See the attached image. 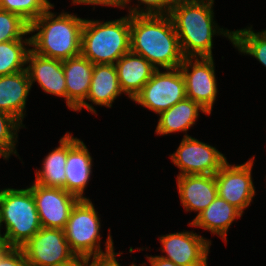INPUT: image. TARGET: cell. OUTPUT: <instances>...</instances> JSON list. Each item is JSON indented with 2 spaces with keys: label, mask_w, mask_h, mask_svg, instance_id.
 Instances as JSON below:
<instances>
[{
  "label": "cell",
  "mask_w": 266,
  "mask_h": 266,
  "mask_svg": "<svg viewBox=\"0 0 266 266\" xmlns=\"http://www.w3.org/2000/svg\"><path fill=\"white\" fill-rule=\"evenodd\" d=\"M130 51L143 56L157 70L182 64L179 38L169 15L130 16Z\"/></svg>",
  "instance_id": "1"
},
{
  "label": "cell",
  "mask_w": 266,
  "mask_h": 266,
  "mask_svg": "<svg viewBox=\"0 0 266 266\" xmlns=\"http://www.w3.org/2000/svg\"><path fill=\"white\" fill-rule=\"evenodd\" d=\"M206 1V2H205ZM214 0H176L169 14L184 57H213L212 37L223 34L233 42V31L215 29ZM221 30V31H220ZM224 30V31H223Z\"/></svg>",
  "instance_id": "2"
},
{
  "label": "cell",
  "mask_w": 266,
  "mask_h": 266,
  "mask_svg": "<svg viewBox=\"0 0 266 266\" xmlns=\"http://www.w3.org/2000/svg\"><path fill=\"white\" fill-rule=\"evenodd\" d=\"M49 8L29 25L31 49L36 54L66 60L81 54V33L85 19L69 13L55 17Z\"/></svg>",
  "instance_id": "3"
},
{
  "label": "cell",
  "mask_w": 266,
  "mask_h": 266,
  "mask_svg": "<svg viewBox=\"0 0 266 266\" xmlns=\"http://www.w3.org/2000/svg\"><path fill=\"white\" fill-rule=\"evenodd\" d=\"M128 52H130V15L104 23L85 19L81 33L83 57L93 64H115Z\"/></svg>",
  "instance_id": "4"
},
{
  "label": "cell",
  "mask_w": 266,
  "mask_h": 266,
  "mask_svg": "<svg viewBox=\"0 0 266 266\" xmlns=\"http://www.w3.org/2000/svg\"><path fill=\"white\" fill-rule=\"evenodd\" d=\"M10 247L20 248L42 227L30 188L0 191V226Z\"/></svg>",
  "instance_id": "5"
},
{
  "label": "cell",
  "mask_w": 266,
  "mask_h": 266,
  "mask_svg": "<svg viewBox=\"0 0 266 266\" xmlns=\"http://www.w3.org/2000/svg\"><path fill=\"white\" fill-rule=\"evenodd\" d=\"M90 199H80L73 206L64 234L77 258L105 254L100 247V221ZM99 241V242H98Z\"/></svg>",
  "instance_id": "6"
},
{
  "label": "cell",
  "mask_w": 266,
  "mask_h": 266,
  "mask_svg": "<svg viewBox=\"0 0 266 266\" xmlns=\"http://www.w3.org/2000/svg\"><path fill=\"white\" fill-rule=\"evenodd\" d=\"M186 98L185 79L179 68L156 70L133 101L155 113L168 110Z\"/></svg>",
  "instance_id": "7"
},
{
  "label": "cell",
  "mask_w": 266,
  "mask_h": 266,
  "mask_svg": "<svg viewBox=\"0 0 266 266\" xmlns=\"http://www.w3.org/2000/svg\"><path fill=\"white\" fill-rule=\"evenodd\" d=\"M20 248L29 266H65L77 259L63 229L42 227Z\"/></svg>",
  "instance_id": "8"
},
{
  "label": "cell",
  "mask_w": 266,
  "mask_h": 266,
  "mask_svg": "<svg viewBox=\"0 0 266 266\" xmlns=\"http://www.w3.org/2000/svg\"><path fill=\"white\" fill-rule=\"evenodd\" d=\"M170 157L181 171L178 176L215 175L227 162L215 147L188 135H184L178 149Z\"/></svg>",
  "instance_id": "9"
},
{
  "label": "cell",
  "mask_w": 266,
  "mask_h": 266,
  "mask_svg": "<svg viewBox=\"0 0 266 266\" xmlns=\"http://www.w3.org/2000/svg\"><path fill=\"white\" fill-rule=\"evenodd\" d=\"M184 57L179 66L186 88V98L198 103L210 114L217 96V83L214 71L213 57ZM189 68L192 71L189 72Z\"/></svg>",
  "instance_id": "10"
},
{
  "label": "cell",
  "mask_w": 266,
  "mask_h": 266,
  "mask_svg": "<svg viewBox=\"0 0 266 266\" xmlns=\"http://www.w3.org/2000/svg\"><path fill=\"white\" fill-rule=\"evenodd\" d=\"M254 157L242 165L226 162L215 174L217 194L241 213L248 207L255 195L251 177Z\"/></svg>",
  "instance_id": "11"
},
{
  "label": "cell",
  "mask_w": 266,
  "mask_h": 266,
  "mask_svg": "<svg viewBox=\"0 0 266 266\" xmlns=\"http://www.w3.org/2000/svg\"><path fill=\"white\" fill-rule=\"evenodd\" d=\"M29 188L33 194L41 227L64 229L70 212L79 199L63 188L45 187L35 182Z\"/></svg>",
  "instance_id": "12"
},
{
  "label": "cell",
  "mask_w": 266,
  "mask_h": 266,
  "mask_svg": "<svg viewBox=\"0 0 266 266\" xmlns=\"http://www.w3.org/2000/svg\"><path fill=\"white\" fill-rule=\"evenodd\" d=\"M163 252L160 256L177 266H207V256L211 242L193 232L171 233L160 237Z\"/></svg>",
  "instance_id": "13"
},
{
  "label": "cell",
  "mask_w": 266,
  "mask_h": 266,
  "mask_svg": "<svg viewBox=\"0 0 266 266\" xmlns=\"http://www.w3.org/2000/svg\"><path fill=\"white\" fill-rule=\"evenodd\" d=\"M94 64L81 54L63 60L66 80L67 106L79 111L83 107L96 114V110L85 101L90 90Z\"/></svg>",
  "instance_id": "14"
},
{
  "label": "cell",
  "mask_w": 266,
  "mask_h": 266,
  "mask_svg": "<svg viewBox=\"0 0 266 266\" xmlns=\"http://www.w3.org/2000/svg\"><path fill=\"white\" fill-rule=\"evenodd\" d=\"M92 158L80 139L67 133L66 191L80 199L92 173Z\"/></svg>",
  "instance_id": "15"
},
{
  "label": "cell",
  "mask_w": 266,
  "mask_h": 266,
  "mask_svg": "<svg viewBox=\"0 0 266 266\" xmlns=\"http://www.w3.org/2000/svg\"><path fill=\"white\" fill-rule=\"evenodd\" d=\"M28 63L26 70L31 86L37 81L46 93L64 97L67 103L63 61L40 56L30 49L27 56Z\"/></svg>",
  "instance_id": "16"
},
{
  "label": "cell",
  "mask_w": 266,
  "mask_h": 266,
  "mask_svg": "<svg viewBox=\"0 0 266 266\" xmlns=\"http://www.w3.org/2000/svg\"><path fill=\"white\" fill-rule=\"evenodd\" d=\"M177 186L186 211H197V216L217 197L215 175L177 176Z\"/></svg>",
  "instance_id": "17"
},
{
  "label": "cell",
  "mask_w": 266,
  "mask_h": 266,
  "mask_svg": "<svg viewBox=\"0 0 266 266\" xmlns=\"http://www.w3.org/2000/svg\"><path fill=\"white\" fill-rule=\"evenodd\" d=\"M114 65L117 70L120 88L131 100L134 99L157 70L143 56L131 51L120 57Z\"/></svg>",
  "instance_id": "18"
},
{
  "label": "cell",
  "mask_w": 266,
  "mask_h": 266,
  "mask_svg": "<svg viewBox=\"0 0 266 266\" xmlns=\"http://www.w3.org/2000/svg\"><path fill=\"white\" fill-rule=\"evenodd\" d=\"M31 89L27 70L0 76V110L15 117L21 124L26 98Z\"/></svg>",
  "instance_id": "19"
},
{
  "label": "cell",
  "mask_w": 266,
  "mask_h": 266,
  "mask_svg": "<svg viewBox=\"0 0 266 266\" xmlns=\"http://www.w3.org/2000/svg\"><path fill=\"white\" fill-rule=\"evenodd\" d=\"M241 216L242 213L237 208L217 195L215 200L189 224L209 230L211 233L221 236L225 241L229 226L236 217L240 218Z\"/></svg>",
  "instance_id": "20"
},
{
  "label": "cell",
  "mask_w": 266,
  "mask_h": 266,
  "mask_svg": "<svg viewBox=\"0 0 266 266\" xmlns=\"http://www.w3.org/2000/svg\"><path fill=\"white\" fill-rule=\"evenodd\" d=\"M122 92L115 65L94 64L86 100L96 105L112 107V103Z\"/></svg>",
  "instance_id": "21"
},
{
  "label": "cell",
  "mask_w": 266,
  "mask_h": 266,
  "mask_svg": "<svg viewBox=\"0 0 266 266\" xmlns=\"http://www.w3.org/2000/svg\"><path fill=\"white\" fill-rule=\"evenodd\" d=\"M200 110L208 114L198 103L185 98L159 114L160 118L155 132L158 135H167L177 131H187L195 124Z\"/></svg>",
  "instance_id": "22"
},
{
  "label": "cell",
  "mask_w": 266,
  "mask_h": 266,
  "mask_svg": "<svg viewBox=\"0 0 266 266\" xmlns=\"http://www.w3.org/2000/svg\"><path fill=\"white\" fill-rule=\"evenodd\" d=\"M59 143L60 146L43 160V169L36 171L35 183L45 187L63 188L66 191L67 133Z\"/></svg>",
  "instance_id": "23"
},
{
  "label": "cell",
  "mask_w": 266,
  "mask_h": 266,
  "mask_svg": "<svg viewBox=\"0 0 266 266\" xmlns=\"http://www.w3.org/2000/svg\"><path fill=\"white\" fill-rule=\"evenodd\" d=\"M25 44V45H24ZM31 46V38L25 40H11L0 43V76L14 74L26 70L27 56Z\"/></svg>",
  "instance_id": "24"
},
{
  "label": "cell",
  "mask_w": 266,
  "mask_h": 266,
  "mask_svg": "<svg viewBox=\"0 0 266 266\" xmlns=\"http://www.w3.org/2000/svg\"><path fill=\"white\" fill-rule=\"evenodd\" d=\"M233 45L238 51L255 57L266 67V32L255 33L251 28L233 31Z\"/></svg>",
  "instance_id": "25"
},
{
  "label": "cell",
  "mask_w": 266,
  "mask_h": 266,
  "mask_svg": "<svg viewBox=\"0 0 266 266\" xmlns=\"http://www.w3.org/2000/svg\"><path fill=\"white\" fill-rule=\"evenodd\" d=\"M53 7L48 0H0V9L19 15L29 25Z\"/></svg>",
  "instance_id": "26"
},
{
  "label": "cell",
  "mask_w": 266,
  "mask_h": 266,
  "mask_svg": "<svg viewBox=\"0 0 266 266\" xmlns=\"http://www.w3.org/2000/svg\"><path fill=\"white\" fill-rule=\"evenodd\" d=\"M30 34L29 24L19 15L0 9V43L22 40Z\"/></svg>",
  "instance_id": "27"
},
{
  "label": "cell",
  "mask_w": 266,
  "mask_h": 266,
  "mask_svg": "<svg viewBox=\"0 0 266 266\" xmlns=\"http://www.w3.org/2000/svg\"><path fill=\"white\" fill-rule=\"evenodd\" d=\"M22 126L23 125L11 114L0 110V152L5 155L6 158H9L10 154L17 155L15 142L18 136L17 131Z\"/></svg>",
  "instance_id": "28"
},
{
  "label": "cell",
  "mask_w": 266,
  "mask_h": 266,
  "mask_svg": "<svg viewBox=\"0 0 266 266\" xmlns=\"http://www.w3.org/2000/svg\"><path fill=\"white\" fill-rule=\"evenodd\" d=\"M146 4V10L138 8L129 9V15H169L176 0H138ZM130 0H118V7L126 6Z\"/></svg>",
  "instance_id": "29"
},
{
  "label": "cell",
  "mask_w": 266,
  "mask_h": 266,
  "mask_svg": "<svg viewBox=\"0 0 266 266\" xmlns=\"http://www.w3.org/2000/svg\"><path fill=\"white\" fill-rule=\"evenodd\" d=\"M111 237L110 234L107 237L105 254L93 256L91 264H89L91 256L85 258L86 266H121L115 258V255L117 256L118 253L115 254L114 252L113 240ZM133 265L132 263L130 266Z\"/></svg>",
  "instance_id": "30"
},
{
  "label": "cell",
  "mask_w": 266,
  "mask_h": 266,
  "mask_svg": "<svg viewBox=\"0 0 266 266\" xmlns=\"http://www.w3.org/2000/svg\"><path fill=\"white\" fill-rule=\"evenodd\" d=\"M0 266H29L21 248L11 247L1 258Z\"/></svg>",
  "instance_id": "31"
},
{
  "label": "cell",
  "mask_w": 266,
  "mask_h": 266,
  "mask_svg": "<svg viewBox=\"0 0 266 266\" xmlns=\"http://www.w3.org/2000/svg\"><path fill=\"white\" fill-rule=\"evenodd\" d=\"M72 2L73 4H94L118 7V0H72Z\"/></svg>",
  "instance_id": "32"
},
{
  "label": "cell",
  "mask_w": 266,
  "mask_h": 266,
  "mask_svg": "<svg viewBox=\"0 0 266 266\" xmlns=\"http://www.w3.org/2000/svg\"><path fill=\"white\" fill-rule=\"evenodd\" d=\"M147 258L151 266H177L172 261L165 259L163 257H160V256H150Z\"/></svg>",
  "instance_id": "33"
},
{
  "label": "cell",
  "mask_w": 266,
  "mask_h": 266,
  "mask_svg": "<svg viewBox=\"0 0 266 266\" xmlns=\"http://www.w3.org/2000/svg\"><path fill=\"white\" fill-rule=\"evenodd\" d=\"M10 248L11 247L8 245L7 240H6V236L4 234L2 236L0 232V255H4Z\"/></svg>",
  "instance_id": "34"
},
{
  "label": "cell",
  "mask_w": 266,
  "mask_h": 266,
  "mask_svg": "<svg viewBox=\"0 0 266 266\" xmlns=\"http://www.w3.org/2000/svg\"><path fill=\"white\" fill-rule=\"evenodd\" d=\"M65 266H86L84 258H77L72 263Z\"/></svg>",
  "instance_id": "35"
},
{
  "label": "cell",
  "mask_w": 266,
  "mask_h": 266,
  "mask_svg": "<svg viewBox=\"0 0 266 266\" xmlns=\"http://www.w3.org/2000/svg\"><path fill=\"white\" fill-rule=\"evenodd\" d=\"M0 156H1V157H4V159H7V158L5 157V155H3L1 152H0Z\"/></svg>",
  "instance_id": "36"
}]
</instances>
